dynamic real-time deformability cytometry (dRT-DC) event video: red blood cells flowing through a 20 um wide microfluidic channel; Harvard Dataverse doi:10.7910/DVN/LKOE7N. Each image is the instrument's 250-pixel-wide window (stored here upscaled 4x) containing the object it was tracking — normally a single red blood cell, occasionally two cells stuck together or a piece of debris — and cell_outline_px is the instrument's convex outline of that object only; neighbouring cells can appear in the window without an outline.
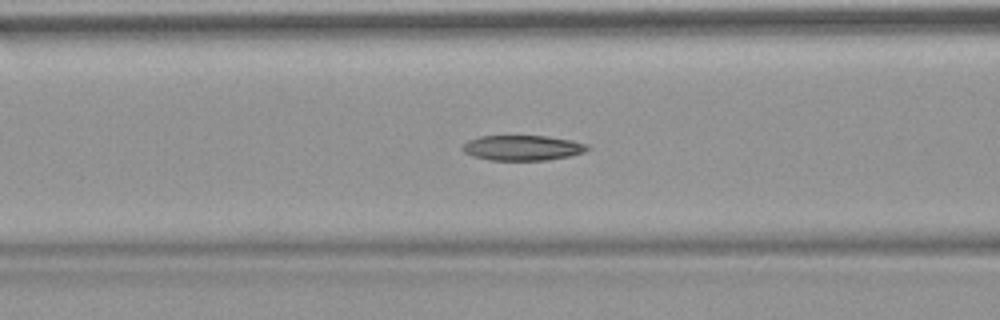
{"species": "common noctule bat (a hibernating species)", "species_latin": "Nyctalus noctula", "temperature_condition": "warm", "stored_images_in_passage": 53, "camera_frame_rate_fps": 3000, "um_per_image_px": 0.085, "animal": {"sex": "female", "body_mass_g": 18.4}, "frame": {"image": 1, "passage_image": 22, "time_ms": 7.0, "image_size_px": [1000, 320], "cell_outline_px": [[592, 148], [584, 152], [568, 156], [548, 160], [488, 160], [472, 156], [464, 152], [460, 148], [468, 140], [480, 136], [548, 136], [572, 140], [588, 144]], "centroid_in_image_um": [44.42, 12.56], "position_along_channel_um": 122.2, "area_um2": 18.5}}
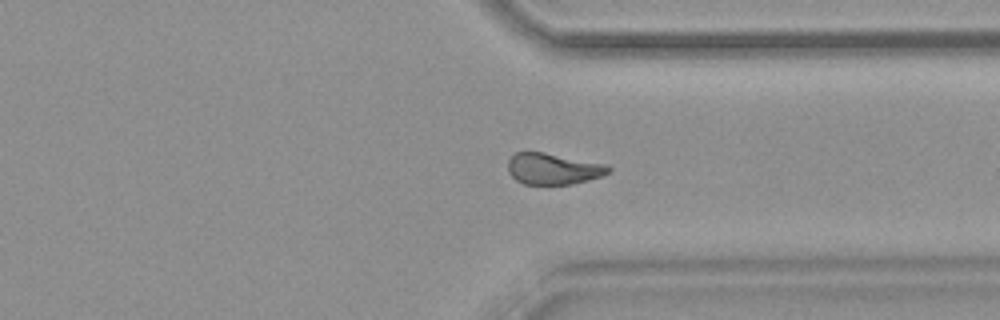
{"frame": {"image": 2, "passage_image": 41, "time_ms": 13.333, "image_size_px": [1000, 320], "cell_outline_px": [[612, 172], [588, 180], [572, 184], [524, 184], [516, 180], [508, 172], [508, 160], [516, 152], [544, 152], [608, 164], [612, 168]], "centroid_in_image_um": [47.05, 14.34], "position_along_channel_um": 364.3, "area_um2": 18.44}}
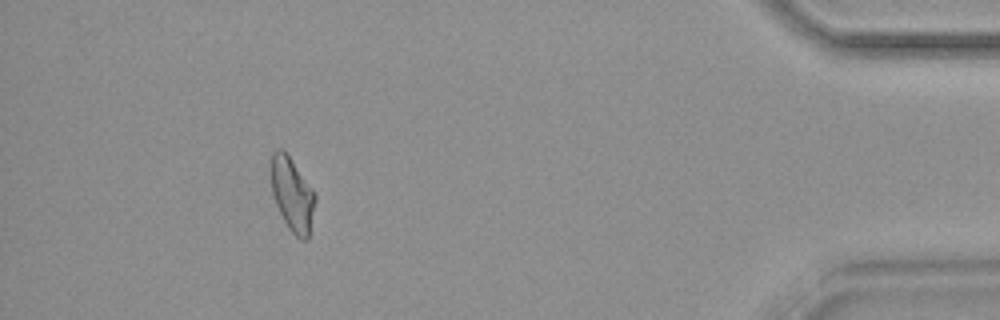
{"frame": {"image": 3, "passage_image": 49, "time_ms": 16.0, "image_size_px": [1000, 320], "cell_outline_px": [[316, 200], [308, 236], [304, 240], [300, 240], [288, 228], [276, 204], [272, 192], [268, 168], [272, 152], [276, 148], [280, 148], [288, 156], [316, 192]], "centroid_in_image_um": [24.8, 16.48], "position_along_channel_um": 410.4, "area_um2": 19.13}, "authors_computed_cell_mechanics": {"area_um2": 19.4786, "velocity_mm_per_s": 3.8246, "shape_relaxation_time_tau1_ms": null, "shape_relaxation_time_tau2_ms": 3.8934, "deformation_change_tau1": null, "deformation_change_tau2": 0.1166}}